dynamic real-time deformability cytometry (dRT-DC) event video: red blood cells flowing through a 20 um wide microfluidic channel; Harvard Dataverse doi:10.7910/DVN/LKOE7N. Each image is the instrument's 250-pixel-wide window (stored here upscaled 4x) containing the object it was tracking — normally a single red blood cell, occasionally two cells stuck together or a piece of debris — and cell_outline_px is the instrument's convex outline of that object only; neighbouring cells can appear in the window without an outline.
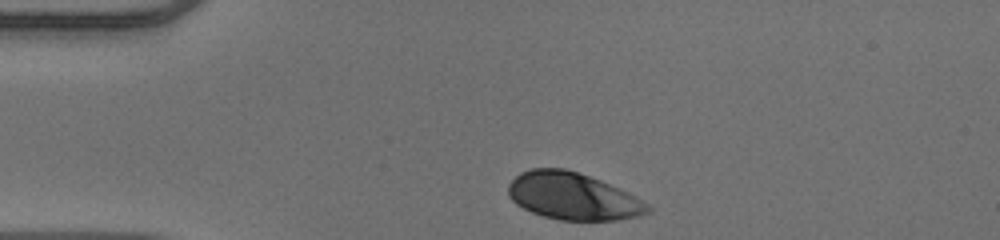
{"species": "human", "species_latin": "Homo sapiens", "temperature_condition": "warm", "stored_images_in_passage": 32, "camera_frame_rate_fps": 3000, "um_per_image_px": 0.085, "donor": {"sex": "male"}, "frame": {"image": 1, "passage_image": 1, "time_ms": 0.0, "image_size_px": [1000, 240], "cell_outline_px": [[652, 212], [636, 216], [616, 220], [560, 220], [544, 216], [532, 212], [516, 204], [508, 196], [508, 184], [520, 172], [532, 168], [564, 168], [600, 180], [628, 192], [648, 204], [652, 208]], "centroid_in_image_um": [48.68, 16.68], "position_along_channel_um": 36.3, "area_um2": 38.15}}
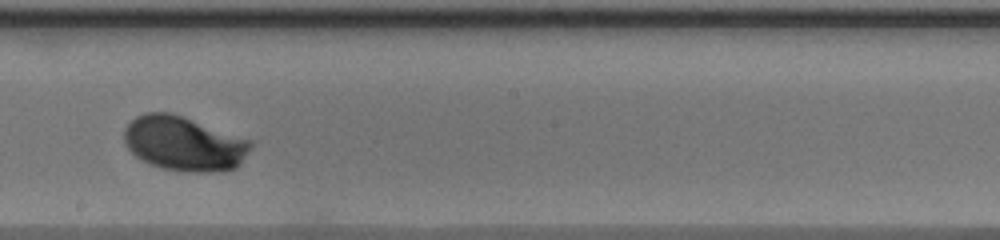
{"frame": {"image": 2, "passage_image": 19, "time_ms": 6.0, "image_size_px": [1000, 240], "cell_outline_px": [[252, 148], [240, 164], [236, 168], [220, 172], [188, 172], [160, 168], [148, 164], [136, 156], [124, 144], [124, 128], [136, 116], [144, 112], [168, 112], [252, 140]], "centroid_in_image_um": [15.64, 12.22], "position_along_channel_um": 232.6, "area_um2": 40.34}}
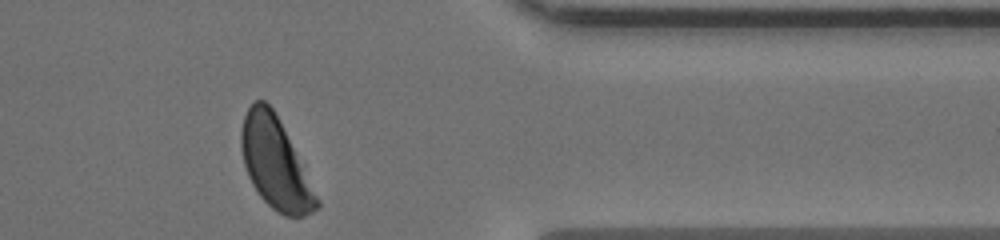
{"frame": {"image": 3, "passage_image": 32, "time_ms": 10.333, "image_size_px": [1000, 240], "cell_outline_px": [[320, 208], [304, 216], [284, 216], [276, 212], [260, 196], [252, 184], [248, 176], [244, 164], [240, 148], [240, 132], [244, 116], [248, 108], [256, 100], [264, 100], [272, 108], [320, 200]], "centroid_in_image_um": [23.37, 13.92], "position_along_channel_um": 388.0, "area_um2": 39.25}, "authors_computed_cell_mechanics": {"area_um2": 39.3329, "velocity_mm_per_s": 3.96, "shape_relaxation_time_tau1_ms": 2.2384, "shape_relaxation_time_tau2_ms": null, "deformation_change_tau1": 0.161, "deformation_change_tau2": null}}